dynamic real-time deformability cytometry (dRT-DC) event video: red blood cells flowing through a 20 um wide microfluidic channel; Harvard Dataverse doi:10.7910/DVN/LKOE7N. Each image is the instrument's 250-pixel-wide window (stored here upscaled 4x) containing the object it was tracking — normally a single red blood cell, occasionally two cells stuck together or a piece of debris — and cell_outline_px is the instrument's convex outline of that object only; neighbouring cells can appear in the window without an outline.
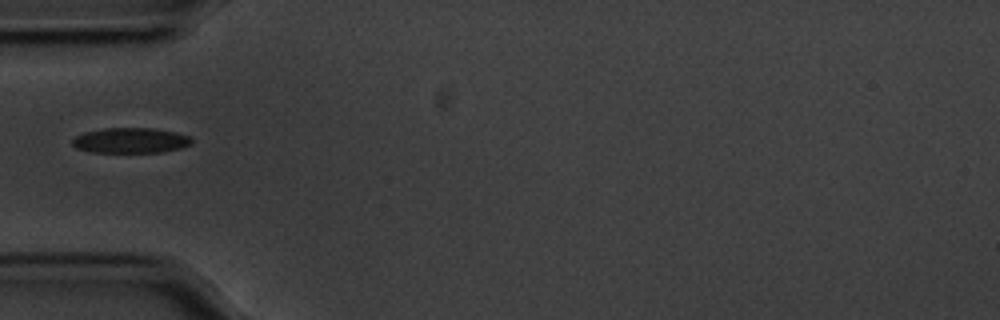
{"species": "common noctule bat (a hibernating species)", "species_latin": "Nyctalus noctula", "temperature_condition": "cold", "stored_images_in_passage": 17, "camera_frame_rate_fps": 3000, "um_per_image_px": 0.085, "animal": {"sex": "male", "body_mass_g": 20.1, "forearm_length_mm": 53.5}, "frame": {"image": 1, "passage_image": 1, "time_ms": 0.0, "image_size_px": [1000, 320], "cell_outline_px": [[192, 144], [180, 148], [160, 152], [92, 152], [76, 148], [72, 144], [72, 140], [76, 136], [84, 132], [104, 128], [152, 128], [176, 132], [192, 136]], "centroid_in_image_um": [11.12, 11.93], "position_along_channel_um": 73.9, "area_um2": 17.63}}